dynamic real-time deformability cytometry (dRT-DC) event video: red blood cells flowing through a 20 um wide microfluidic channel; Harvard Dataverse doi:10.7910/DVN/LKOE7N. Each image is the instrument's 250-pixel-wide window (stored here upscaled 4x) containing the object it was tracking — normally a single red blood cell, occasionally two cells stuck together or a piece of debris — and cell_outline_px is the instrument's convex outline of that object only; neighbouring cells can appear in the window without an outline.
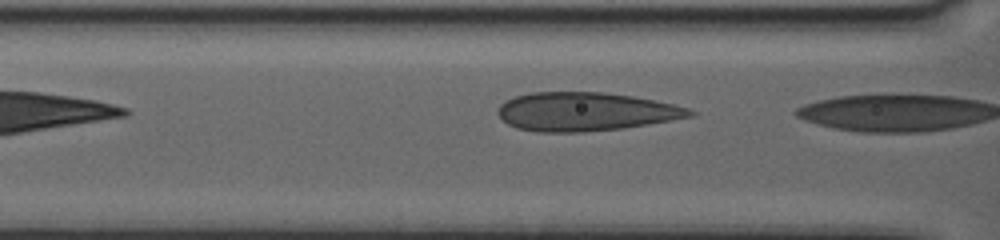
{"species": "human", "species_latin": "Homo sapiens", "temperature_condition": "warm", "stored_images_in_passage": 9, "camera_frame_rate_fps": 3000, "um_per_image_px": 0.085, "donor": {"sex": "female"}, "frame": {"image": 1, "passage_image": 8, "time_ms": 2.333, "image_size_px": [1000, 240], "cell_outline_px": [[696, 112], [692, 116], [620, 128], [584, 132], [536, 132], [516, 128], [508, 124], [496, 112], [500, 104], [516, 96], [528, 92], [604, 92], [632, 96], [672, 104], [688, 108]], "centroid_in_image_um": [49.7, 9.49], "position_along_channel_um": 116.9, "area_um2": 42.77}}